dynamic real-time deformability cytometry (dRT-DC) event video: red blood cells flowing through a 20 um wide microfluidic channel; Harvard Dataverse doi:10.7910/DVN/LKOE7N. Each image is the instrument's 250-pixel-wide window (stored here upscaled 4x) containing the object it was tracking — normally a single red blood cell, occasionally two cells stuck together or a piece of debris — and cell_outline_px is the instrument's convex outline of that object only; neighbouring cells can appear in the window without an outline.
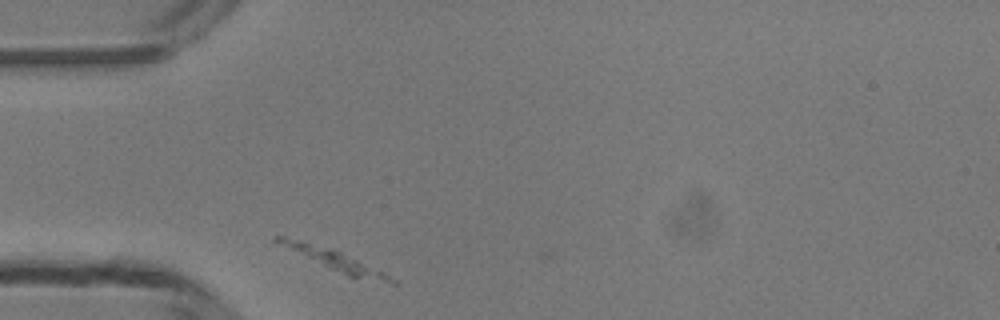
{"species": "common noctule bat (a hibernating species)", "species_latin": "Nyctalus noctula", "temperature_condition": "room temperature", "stored_images_in_passage": 28, "camera_frame_rate_fps": 3000, "um_per_image_px": 0.085, "animal": {"sex": "male", "body_mass_g": 13.3}, "frame": {"image": 1, "passage_image": 1, "time_ms": 0.0, "image_size_px": [1000, 320], "cell_outline_px": [[396, 284], [392, 284], [348, 276], [276, 244], [272, 240], [276, 236], [280, 236], [340, 252], [384, 272], [396, 280]], "centroid_in_image_um": [28.48, 22.15], "position_along_channel_um": 56.5, "area_um2": 12.77}}
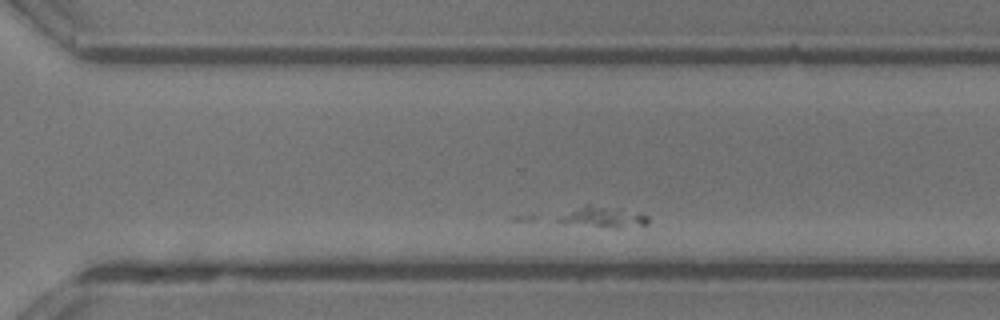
{"frame": {"image": 2, "passage_image": 23, "time_ms": 7.333, "image_size_px": [1000, 320], "cell_outline_px": [[648, 224], [644, 228], [616, 228], [564, 224], [556, 220], [556, 216], [588, 204], [620, 208], [648, 216]], "centroid_in_image_um": [51.3, 18.49], "position_along_channel_um": 319.3, "area_um2": 11.33}}
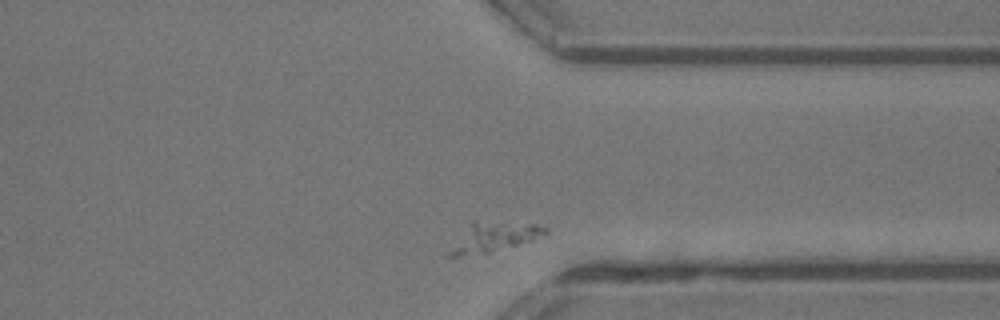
{"frame": {"image": 3, "passage_image": 27, "time_ms": 8.667, "image_size_px": [1000, 320], "cell_outline_px": [[548, 232], [532, 240], [488, 252], [456, 256], [444, 256], [472, 220], [536, 224], [548, 228]], "centroid_in_image_um": [41.95, 20.12], "position_along_channel_um": 369.4, "area_um2": 16.01}}